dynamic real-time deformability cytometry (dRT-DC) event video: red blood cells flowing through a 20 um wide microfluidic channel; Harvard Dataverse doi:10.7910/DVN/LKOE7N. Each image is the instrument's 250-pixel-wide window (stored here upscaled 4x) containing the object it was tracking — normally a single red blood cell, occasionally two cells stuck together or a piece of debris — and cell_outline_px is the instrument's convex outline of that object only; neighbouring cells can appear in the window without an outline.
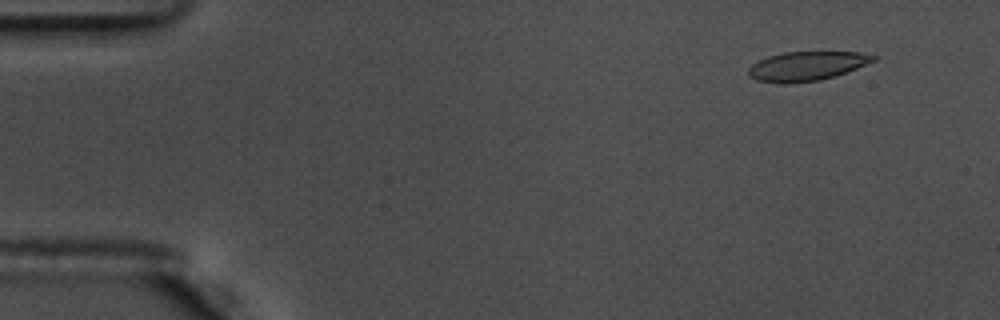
{"species": "common noctule bat (a hibernating species)", "species_latin": "Nyctalus noctula", "temperature_condition": "warm", "stored_images_in_passage": 56, "camera_frame_rate_fps": 3000, "um_per_image_px": 0.085, "animal": {"sex": "male", "body_mass_g": 17.5, "forearm_length_mm": 52.3}, "frame": {"image": 1, "passage_image": 5, "time_ms": 1.333, "image_size_px": [1000, 320], "cell_outline_px": [[880, 56], [876, 60], [836, 76], [820, 80], [784, 84], [780, 84], [756, 80], [748, 76], [748, 68], [752, 64], [768, 56], [784, 52], [860, 52]], "centroid_in_image_um": [68.57, 5.62], "position_along_channel_um": 16.4, "area_um2": 21.39}}
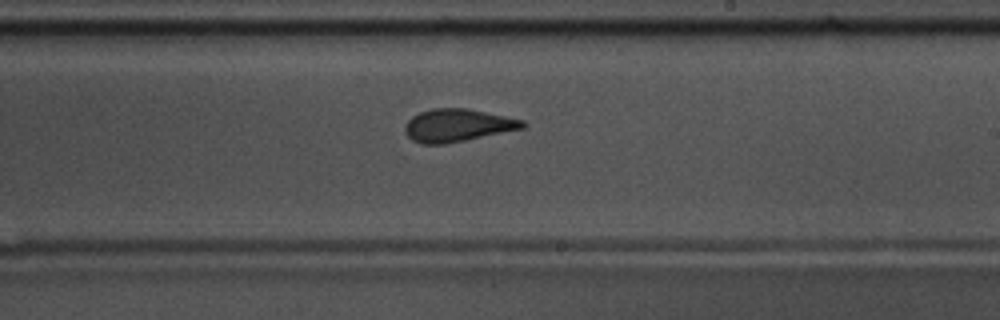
{"frame": {"image": 2, "passage_image": 33, "time_ms": 10.667, "image_size_px": [1000, 320], "cell_outline_px": [[528, 124], [524, 128], [444, 144], [420, 144], [412, 140], [404, 132], [404, 124], [412, 116], [420, 112], [432, 108], [468, 108], [524, 120]], "centroid_in_image_um": [38.86, 10.65], "position_along_channel_um": 250.1, "area_um2": 22.48}}
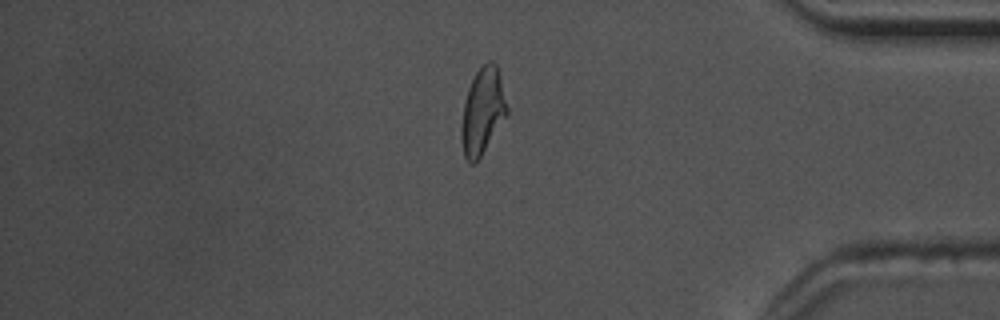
{"frame": {"image": 3, "passage_image": 47, "time_ms": 15.333, "image_size_px": [1000, 320], "cell_outline_px": [[508, 112], [476, 164], [472, 164], [464, 156], [460, 136], [460, 128], [464, 100], [468, 88], [476, 72], [488, 60], [492, 60], [496, 64], [500, 76], [508, 108]], "centroid_in_image_um": [41.0, 9.46], "position_along_channel_um": 394.2, "area_um2": 22.89}, "authors_computed_cell_mechanics": {"area_um2": 22.4553, "velocity_mm_per_s": 3.661, "shape_relaxation_time_tau1_ms": 6.1762, "shape_relaxation_time_tau2_ms": 1.8666, "deformation_change_tau1": 0.1759, "deformation_change_tau2": 0.0889}}